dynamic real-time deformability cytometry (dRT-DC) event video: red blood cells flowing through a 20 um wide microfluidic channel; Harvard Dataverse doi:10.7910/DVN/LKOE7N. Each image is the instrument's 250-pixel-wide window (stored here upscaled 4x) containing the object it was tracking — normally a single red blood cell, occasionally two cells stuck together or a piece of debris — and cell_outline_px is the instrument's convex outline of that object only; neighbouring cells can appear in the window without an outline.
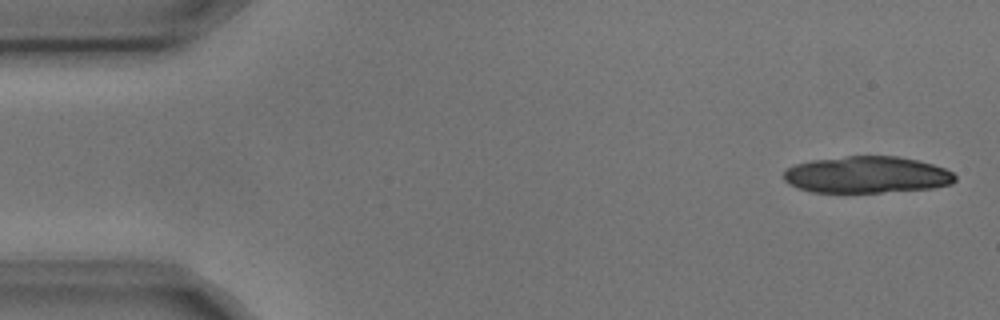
{"species": "common noctule bat (a hibernating species)", "species_latin": "Nyctalus noctula", "temperature_condition": "cold", "stored_images_in_passage": 8, "camera_frame_rate_fps": 3000, "um_per_image_px": 0.085, "animal": {"sex": "male", "body_mass_g": 17.9, "forearm_length_mm": 54.2}, "frame": {"image": 1, "passage_image": 1, "time_ms": 0.0, "image_size_px": [1000, 320], "cell_outline_px": [[956, 180], [952, 184], [932, 188], [880, 192], [812, 192], [796, 188], [788, 184], [784, 180], [784, 172], [788, 168], [796, 164], [812, 160], [848, 156], [900, 156], [932, 164], [944, 168], [952, 172], [956, 176]], "centroid_in_image_um": [73.68, 14.85], "position_along_channel_um": 11.3, "area_um2": 36.65}}
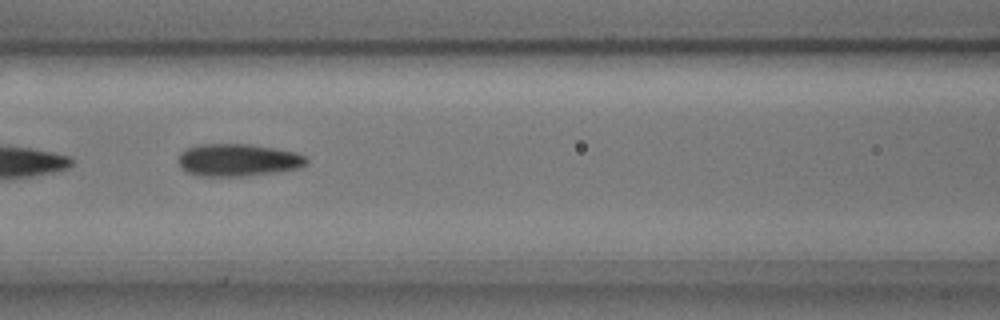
{"frame": {"image": 2, "passage_image": 7, "time_ms": 2.0, "image_size_px": [1000, 320], "cell_outline_px": [[308, 164], [300, 168], [280, 172], [248, 176], [196, 176], [184, 172], [180, 168], [180, 152], [184, 148], [200, 144], [248, 144], [276, 148], [296, 152], [308, 156]], "centroid_in_image_um": [20.26, 13.61], "position_along_channel_um": 146.3, "area_um2": 24.8}}
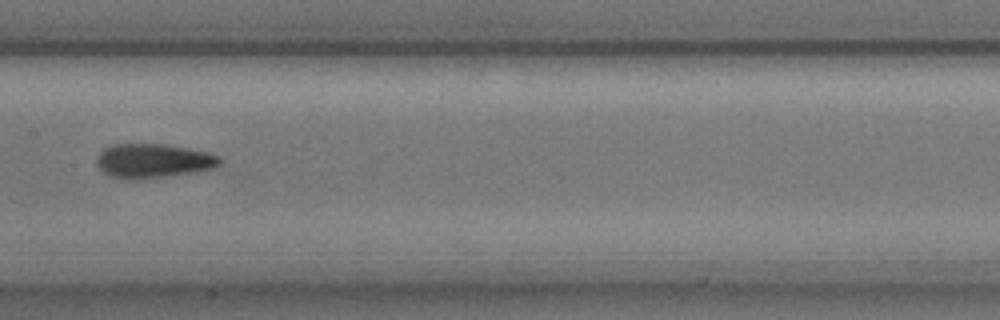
{"frame": {"image": 3, "passage_image": 8, "time_ms": 2.333, "image_size_px": [1000, 320], "cell_outline_px": [[224, 160], [216, 168], [168, 176], [140, 180], [124, 180], [108, 176], [96, 164], [96, 160], [100, 152], [104, 148], [112, 144], [164, 144], [188, 148], [208, 152], [220, 156]], "centroid_in_image_um": [13.03, 13.68], "position_along_channel_um": 194.4, "area_um2": 24.97}}